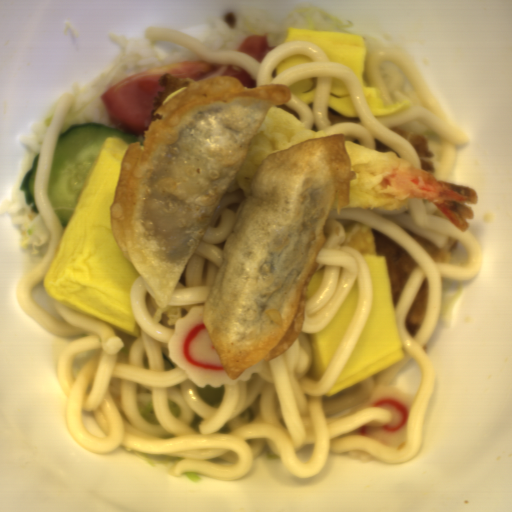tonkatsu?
<instances>
[{"label":"tonkatsu","mask_w":512,"mask_h":512,"mask_svg":"<svg viewBox=\"0 0 512 512\" xmlns=\"http://www.w3.org/2000/svg\"><path fill=\"white\" fill-rule=\"evenodd\" d=\"M376 255L387 261L394 306L417 266L414 258L396 241L371 228Z\"/></svg>","instance_id":"tonkatsu-1"},{"label":"tonkatsu","mask_w":512,"mask_h":512,"mask_svg":"<svg viewBox=\"0 0 512 512\" xmlns=\"http://www.w3.org/2000/svg\"><path fill=\"white\" fill-rule=\"evenodd\" d=\"M390 129L405 139L415 149L419 158L421 169L435 177V155L430 147L429 141L422 134L409 128L398 126Z\"/></svg>","instance_id":"tonkatsu-2"},{"label":"tonkatsu","mask_w":512,"mask_h":512,"mask_svg":"<svg viewBox=\"0 0 512 512\" xmlns=\"http://www.w3.org/2000/svg\"><path fill=\"white\" fill-rule=\"evenodd\" d=\"M429 297V283L428 279L425 277L405 320L406 331L410 336L414 337L425 321L428 312Z\"/></svg>","instance_id":"tonkatsu-3"},{"label":"tonkatsu","mask_w":512,"mask_h":512,"mask_svg":"<svg viewBox=\"0 0 512 512\" xmlns=\"http://www.w3.org/2000/svg\"><path fill=\"white\" fill-rule=\"evenodd\" d=\"M406 232L434 263L444 264L450 262L454 258L458 247L457 240L454 238L448 246H436L427 239L413 232Z\"/></svg>","instance_id":"tonkatsu-4"}]
</instances>
